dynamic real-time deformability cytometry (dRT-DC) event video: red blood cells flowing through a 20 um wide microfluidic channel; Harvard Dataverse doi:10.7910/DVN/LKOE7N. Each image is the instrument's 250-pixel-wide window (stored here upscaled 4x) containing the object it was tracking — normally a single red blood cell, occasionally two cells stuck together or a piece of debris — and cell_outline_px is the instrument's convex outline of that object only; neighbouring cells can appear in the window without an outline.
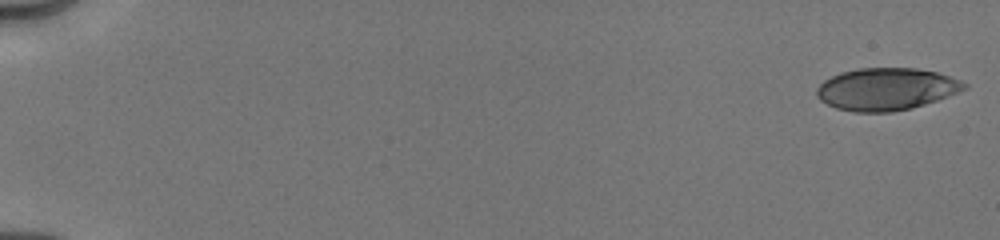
{"species": "human", "species_latin": "Homo sapiens", "temperature_condition": "cold", "stored_images_in_passage": 15, "camera_frame_rate_fps": 3000, "um_per_image_px": 0.085, "donor": {"sex": "male"}, "frame": {"image": 1, "passage_image": 1, "time_ms": 0.0, "image_size_px": [1000, 240], "cell_outline_px": [[968, 88], [948, 96], [924, 104], [892, 112], [856, 112], [836, 108], [820, 100], [816, 96], [816, 88], [824, 80], [840, 72], [860, 68], [916, 68], [936, 72], [960, 80], [968, 84]], "centroid_in_image_um": [75.31, 7.57], "position_along_channel_um": 9.7, "area_um2": 36.18}}
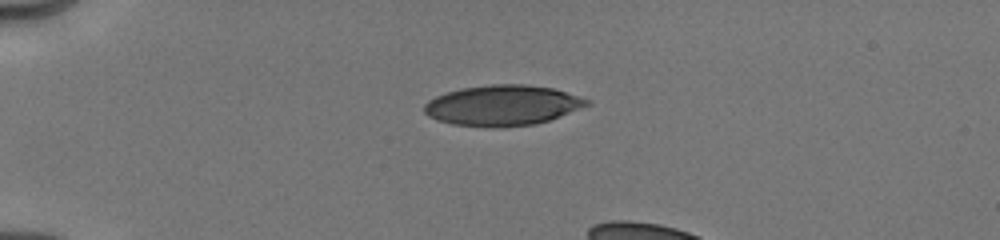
{"frame": {"image": 2, "passage_image": 10, "time_ms": 4.333, "image_size_px": [1000, 240], "cell_outline_px": [[592, 104], [560, 116], [536, 124], [500, 128], [488, 128], [452, 124], [436, 120], [428, 116], [424, 112], [424, 104], [428, 100], [436, 96], [460, 88], [492, 84], [524, 84], [552, 88], [592, 100]], "centroid_in_image_um": [42.71, 8.97], "position_along_channel_um": 42.3, "area_um2": 38.67}}